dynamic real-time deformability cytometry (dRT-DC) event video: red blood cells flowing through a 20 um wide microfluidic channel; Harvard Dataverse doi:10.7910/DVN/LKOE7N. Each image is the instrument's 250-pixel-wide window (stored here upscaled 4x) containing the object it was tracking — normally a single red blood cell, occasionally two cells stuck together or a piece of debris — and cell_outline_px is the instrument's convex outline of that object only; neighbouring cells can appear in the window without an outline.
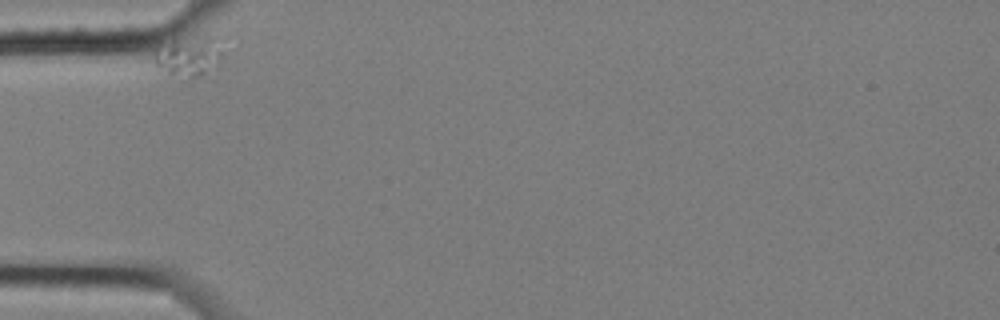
{"species": "common noctule bat (a hibernating species)", "species_latin": "Nyctalus noctula", "temperature_condition": "cold", "stored_images_in_passage": 5, "camera_frame_rate_fps": 3000, "um_per_image_px": 0.085, "animal": {"sex": "female", "body_mass_g": 25.1}, "frame": {"image": 1, "passage_image": 1, "time_ms": 0.0, "image_size_px": [1000, 320], "cell_outline_px": [[228, 36], [224, 52], [216, 68], [200, 76], [172, 76], [156, 64], [156, 52], [172, 40], [220, 36]], "centroid_in_image_um": [16.27, 4.74], "position_along_channel_um": 68.7, "area_um2": 15.95}}